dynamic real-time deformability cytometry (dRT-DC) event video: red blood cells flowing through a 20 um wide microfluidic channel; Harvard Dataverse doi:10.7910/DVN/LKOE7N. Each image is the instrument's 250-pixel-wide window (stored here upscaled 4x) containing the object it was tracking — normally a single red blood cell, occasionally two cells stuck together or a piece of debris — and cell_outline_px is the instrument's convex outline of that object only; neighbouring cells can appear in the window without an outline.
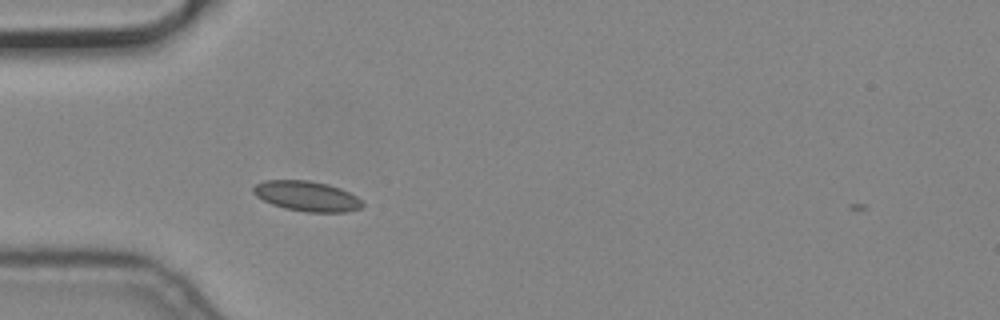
{"species": "common noctule bat (a hibernating species)", "species_latin": "Nyctalus noctula", "temperature_condition": "cold", "stored_images_in_passage": 1, "camera_frame_rate_fps": 3000, "um_per_image_px": 0.085, "animal": {"sex": "male", "body_mass_g": 19.2, "forearm_length_mm": 51.8}, "frame": {"image": 1, "passage_image": 1, "time_ms": 0.0, "image_size_px": [1000, 320], "cell_outline_px": [[364, 208], [348, 212], [304, 212], [284, 208], [272, 204], [256, 196], [252, 192], [252, 188], [256, 184], [264, 180], [308, 180], [328, 184], [340, 188], [356, 196], [364, 204]], "centroid_in_image_um": [26.09, 16.68], "position_along_channel_um": 58.9, "area_um2": 19.31}}